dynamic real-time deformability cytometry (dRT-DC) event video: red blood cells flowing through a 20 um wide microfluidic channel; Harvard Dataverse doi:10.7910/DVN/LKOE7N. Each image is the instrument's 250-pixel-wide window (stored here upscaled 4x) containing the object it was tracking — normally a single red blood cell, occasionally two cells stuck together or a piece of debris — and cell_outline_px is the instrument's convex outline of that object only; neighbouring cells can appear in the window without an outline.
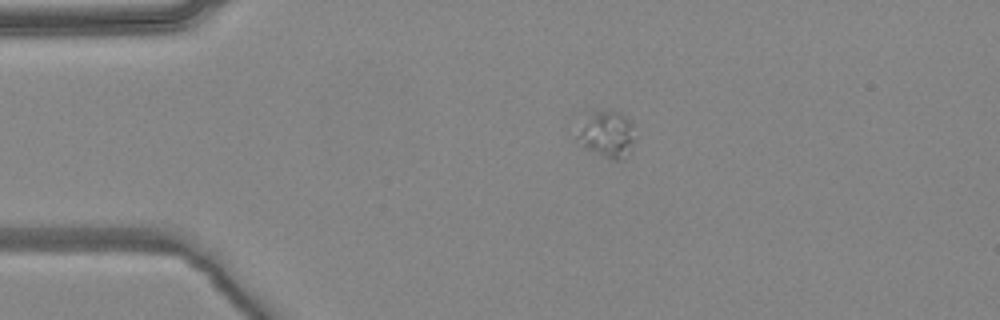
{"species": "common noctule bat (a hibernating species)", "species_latin": "Nyctalus noctula", "temperature_condition": "warm", "stored_images_in_passage": 2, "camera_frame_rate_fps": 3000, "um_per_image_px": 0.085, "animal": {"sex": "female", "body_mass_g": 24.6, "forearm_length_mm": 56.2}, "frame": {"image": 1, "passage_image": 2, "time_ms": 0.333, "image_size_px": [1000, 320], "cell_outline_px": [[636, 140], [624, 160], [612, 160], [584, 148], [572, 140], [580, 120], [592, 108], [596, 108], [620, 112], [632, 124], [636, 136]], "centroid_in_image_um": [51.49, 11.37], "position_along_channel_um": 33.5, "area_um2": 16.94}}